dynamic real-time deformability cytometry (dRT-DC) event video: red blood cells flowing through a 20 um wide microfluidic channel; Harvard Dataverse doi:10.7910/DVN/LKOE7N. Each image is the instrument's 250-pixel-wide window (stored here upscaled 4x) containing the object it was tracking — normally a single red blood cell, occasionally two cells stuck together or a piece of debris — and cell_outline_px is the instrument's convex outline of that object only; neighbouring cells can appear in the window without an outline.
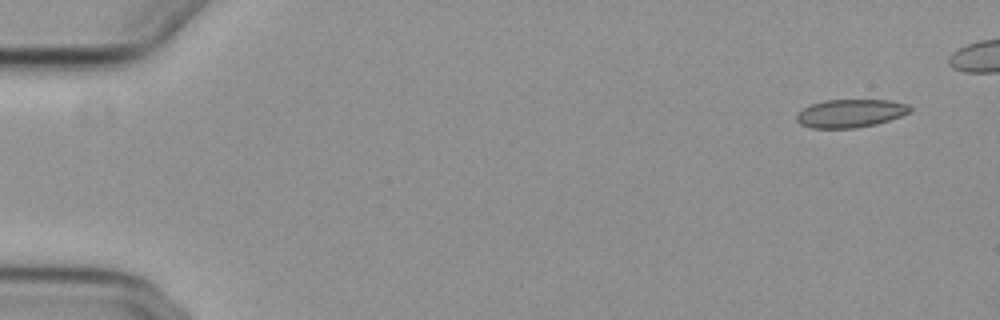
{"species": "common noctule bat (a hibernating species)", "species_latin": "Nyctalus noctula", "temperature_condition": "cold", "stored_images_in_passage": 5, "segment_of_instrument_passage": [2, 2], "camera_frame_rate_fps": 3000, "um_per_image_px": 0.085, "animal": {"sex": "female", "body_mass_g": 29.2, "forearm_length_mm": 56.3}, "frame": {"image": 1, "passage_image": 5, "time_ms": 4.667, "image_size_px": [1000, 320], "cell_outline_px": [[912, 112], [876, 124], [856, 128], [812, 128], [800, 124], [796, 120], [796, 116], [804, 108], [812, 104], [824, 100], [892, 100], [908, 104], [912, 108]], "centroid_in_image_um": [72.32, 9.63], "position_along_channel_um": 12.7, "area_um2": 18.61}}